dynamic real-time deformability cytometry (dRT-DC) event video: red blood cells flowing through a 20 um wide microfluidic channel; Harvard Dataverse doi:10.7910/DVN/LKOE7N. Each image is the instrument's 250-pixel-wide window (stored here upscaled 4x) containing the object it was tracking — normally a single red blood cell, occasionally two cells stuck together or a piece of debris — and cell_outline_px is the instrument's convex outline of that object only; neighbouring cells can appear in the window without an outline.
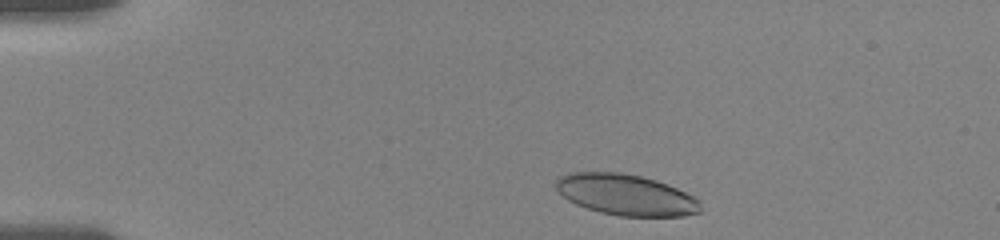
{"species": "human", "species_latin": "Homo sapiens", "temperature_condition": "room temperature", "stored_images_in_passage": 41, "camera_frame_rate_fps": 3000, "um_per_image_px": 0.085, "donor": {"sex": "female"}, "frame": {"image": 1, "passage_image": 3, "time_ms": 0.667, "image_size_px": [1000, 240], "cell_outline_px": [[700, 212], [684, 216], [620, 216], [600, 212], [576, 204], [568, 200], [552, 184], [560, 176], [568, 172], [620, 172], [640, 176], [656, 180], [668, 184], [700, 200]], "centroid_in_image_um": [53.18, 16.55], "position_along_channel_um": 31.8, "area_um2": 34.51}}
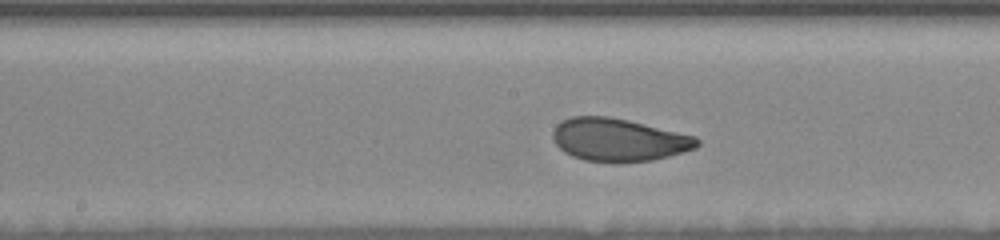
{"frame": {"image": 2, "passage_image": 22, "time_ms": 7.0, "image_size_px": [1000, 240], "cell_outline_px": [[700, 144], [696, 148], [684, 152], [652, 160], [620, 164], [616, 164], [584, 160], [572, 156], [564, 152], [556, 144], [552, 136], [552, 132], [556, 124], [560, 120], [572, 116], [608, 116], [628, 120], [696, 136], [700, 140]], "centroid_in_image_um": [52.57, 11.9], "position_along_channel_um": 195.6, "area_um2": 36.59}}
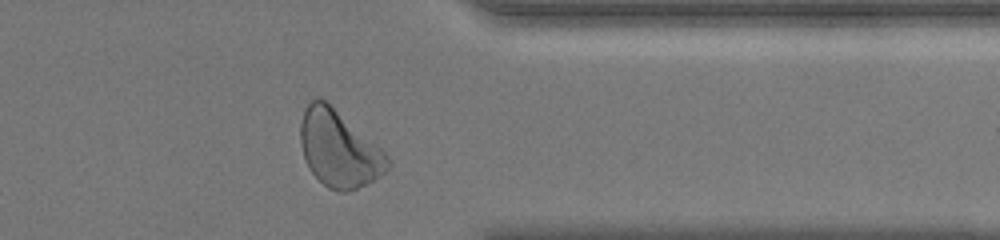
{"frame": {"image": 3, "passage_image": 38, "time_ms": 12.333, "image_size_px": [1000, 240], "cell_outline_px": [[388, 168], [380, 176], [368, 184], [344, 192], [340, 192], [328, 188], [308, 168], [300, 144], [300, 124], [304, 108], [312, 100], [324, 100], [380, 148], [388, 156]], "centroid_in_image_um": [28.78, 12.69], "position_along_channel_um": 382.6, "area_um2": 37.92}, "authors_computed_cell_mechanics": {"area_um2": 36.0672, "velocity_mm_per_s": 3.5929, "shape_relaxation_time_tau1_ms": 3.0394, "shape_relaxation_time_tau2_ms": 0.9299, "deformation_change_tau1": 0.1316, "deformation_change_tau2": 0.0663}}